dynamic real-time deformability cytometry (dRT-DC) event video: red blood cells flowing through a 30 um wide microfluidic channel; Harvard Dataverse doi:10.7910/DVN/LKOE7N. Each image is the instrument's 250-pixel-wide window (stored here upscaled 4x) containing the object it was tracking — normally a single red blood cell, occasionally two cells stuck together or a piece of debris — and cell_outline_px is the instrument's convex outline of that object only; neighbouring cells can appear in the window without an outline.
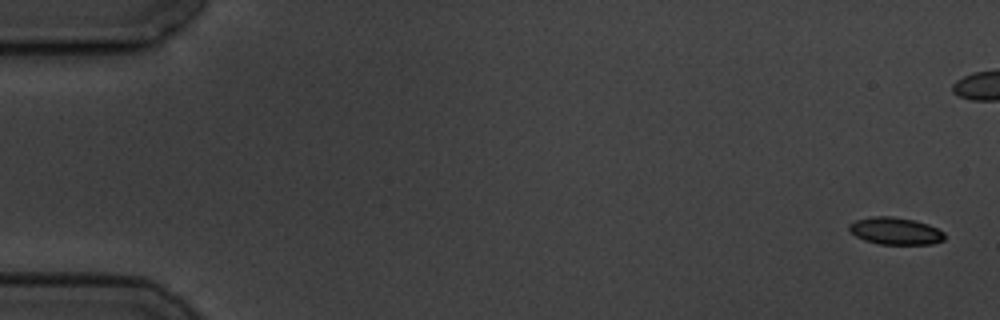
{"species": "common noctule bat (a hibernating species)", "species_latin": "Nyctalus noctula", "temperature_condition": "cold", "stored_images_in_passage": 6, "camera_frame_rate_fps": 3000, "um_per_image_px": 0.085, "animal": {"sex": "male", "body_mass_g": 19.5, "forearm_length_mm": 54.6}, "frame": {"image": 1, "passage_image": 1, "time_ms": 0.0, "image_size_px": [1000, 320], "cell_outline_px": [[944, 240], [932, 244], [880, 244], [864, 240], [856, 236], [848, 228], [848, 224], [856, 220], [872, 216], [892, 216], [916, 220], [928, 224], [944, 232]], "centroid_in_image_um": [76.11, 19.62], "position_along_channel_um": 8.9, "area_um2": 15.14}}